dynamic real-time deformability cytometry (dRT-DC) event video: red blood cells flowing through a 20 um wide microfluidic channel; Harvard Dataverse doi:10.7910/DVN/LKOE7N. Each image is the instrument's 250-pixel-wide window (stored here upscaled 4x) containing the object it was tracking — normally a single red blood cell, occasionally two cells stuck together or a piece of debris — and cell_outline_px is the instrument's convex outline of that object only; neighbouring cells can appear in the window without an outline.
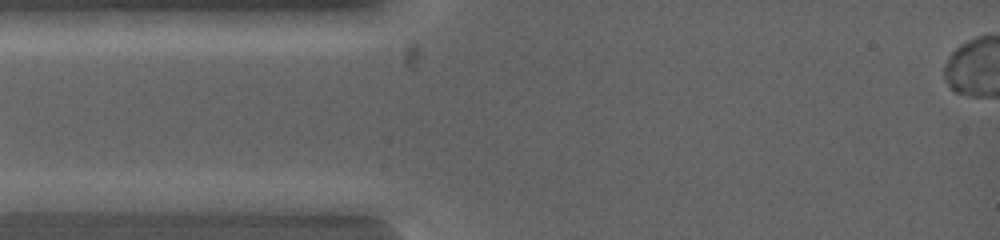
{"species": "common noctule bat (a hibernating species)", "species_latin": "Nyctalus noctula", "temperature_condition": "warm", "stored_images_in_passage": 3, "camera_frame_rate_fps": 5000, "um_per_image_px": 0.085, "animal": {"sex": "female", "body_mass_g": 19.0, "forearm_length_mm": 53.3}, "frame": {"image": 1, "passage_image": 1, "time_ms": 0.0, "image_size_px": [1000, 240], "cell_outline_px": [[308, 216], [292, 216], [164, 208], [156, 200], [304, 200]], "centroid_in_image_um": [20.55, 17.55], "position_along_channel_um": 64.4, "area_um2": 12.95}}